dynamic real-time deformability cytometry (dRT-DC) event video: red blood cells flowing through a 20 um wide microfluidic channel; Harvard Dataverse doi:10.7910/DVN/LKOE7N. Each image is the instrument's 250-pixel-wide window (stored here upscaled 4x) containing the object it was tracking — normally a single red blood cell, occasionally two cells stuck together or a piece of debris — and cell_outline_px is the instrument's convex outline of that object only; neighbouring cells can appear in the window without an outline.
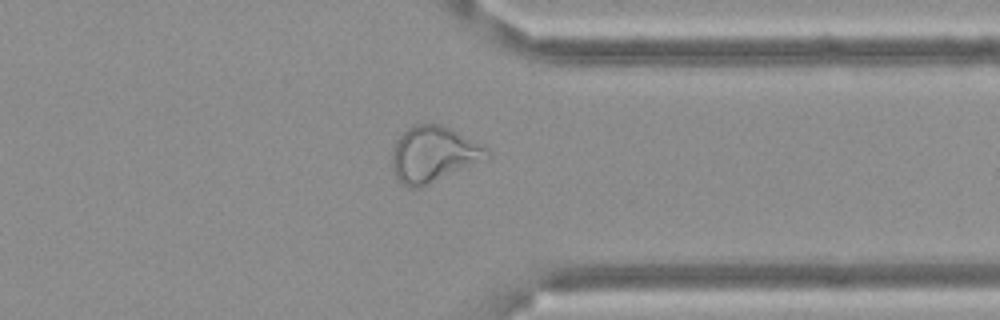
{"species": "Egyptian fruit bat (a non-hibernating species)", "species_latin": "Rousettus aegyptiacus", "temperature_condition": "cold", "stored_images_in_passage": 46, "camera_frame_rate_fps": 3000, "um_per_image_px": 0.085, "frame": {"image": 1, "passage_image": 34, "time_ms": 11.0, "image_size_px": [1000, 320], "cell_outline_px": [[488, 156], [420, 188], [408, 188], [400, 184], [392, 168], [392, 152], [396, 140], [412, 124], [440, 124], [484, 144], [488, 148]], "centroid_in_image_um": [36.78, 13.1], "position_along_channel_um": 374.6, "area_um2": 30.35}}
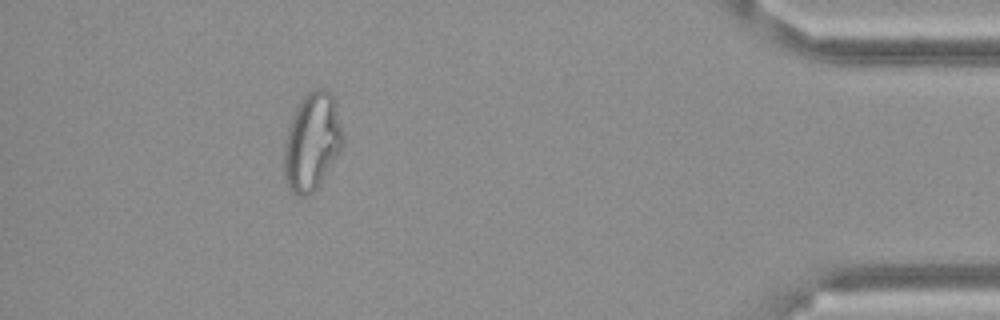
{"frame": {"image": 2, "passage_image": 41, "time_ms": 13.333, "image_size_px": [1000, 320], "cell_outline_px": [[344, 144], [340, 152], [320, 184], [312, 192], [304, 196], [296, 196], [288, 188], [284, 176], [284, 144], [288, 128], [292, 116], [300, 100], [312, 88], [324, 88], [332, 92], [344, 132]], "centroid_in_image_um": [26.54, 12.03], "position_along_channel_um": 408.7, "area_um2": 33.93}}